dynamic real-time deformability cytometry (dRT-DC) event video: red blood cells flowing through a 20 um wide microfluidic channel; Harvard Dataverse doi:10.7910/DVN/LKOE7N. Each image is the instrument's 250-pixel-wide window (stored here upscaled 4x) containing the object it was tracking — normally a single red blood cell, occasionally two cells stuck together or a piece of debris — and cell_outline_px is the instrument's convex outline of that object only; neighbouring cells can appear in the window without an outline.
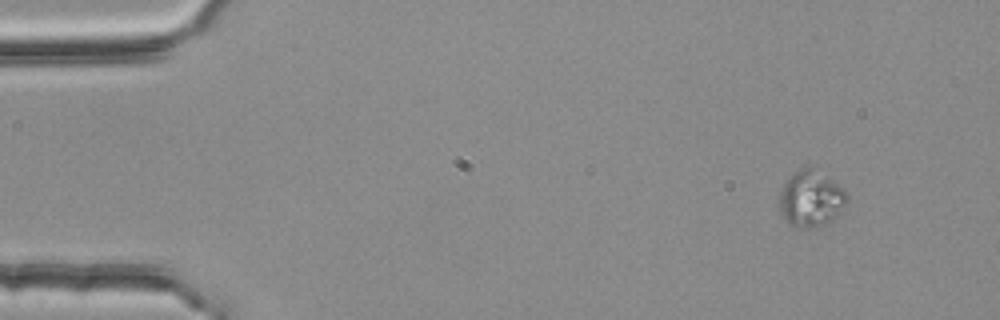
{"species": "common noctule bat (a hibernating species)", "species_latin": "Nyctalus noctula", "temperature_condition": "room temperature", "stored_images_in_passage": 51, "camera_frame_rate_fps": 3000, "um_per_image_px": 0.085, "animal": {"sex": "female", "body_mass_g": 25.1}, "frame": {"image": 1, "passage_image": 1, "time_ms": 0.0, "image_size_px": [1000, 320], "cell_outline_px": [[848, 200], [840, 212], [828, 224], [812, 228], [800, 228], [788, 224], [780, 212], [780, 192], [784, 184], [800, 168], [812, 168], [832, 180], [848, 196]], "centroid_in_image_um": [68.92, 16.95], "position_along_channel_um": 16.1, "area_um2": 21.68}}
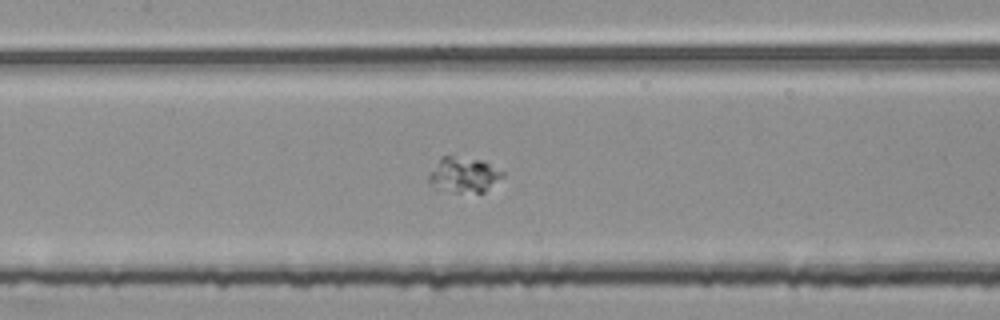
{"frame": {"image": 2, "passage_image": 22, "time_ms": 7.0, "image_size_px": [1000, 320], "cell_outline_px": [[504, 176], [484, 192], [456, 192], [436, 188], [428, 184], [428, 172], [440, 156], [452, 156], [484, 160], [504, 172]], "centroid_in_image_um": [39.39, 14.84], "position_along_channel_um": 168.0, "area_um2": 15.37}}
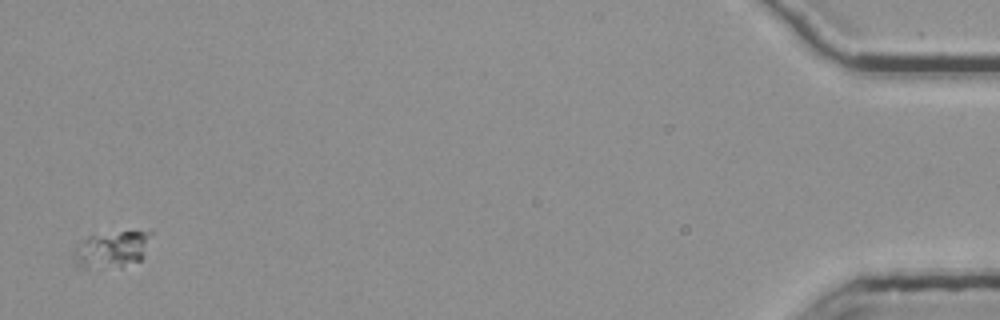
{"frame": {"image": 3, "passage_image": 50, "time_ms": 16.333, "image_size_px": [1000, 320], "cell_outline_px": [[152, 232], [144, 256], [140, 260], [120, 268], [80, 264], [76, 260], [76, 252], [84, 240], [88, 236], [120, 232]], "centroid_in_image_um": [9.64, 21.18], "position_along_channel_um": 425.6, "area_um2": 15.32}}